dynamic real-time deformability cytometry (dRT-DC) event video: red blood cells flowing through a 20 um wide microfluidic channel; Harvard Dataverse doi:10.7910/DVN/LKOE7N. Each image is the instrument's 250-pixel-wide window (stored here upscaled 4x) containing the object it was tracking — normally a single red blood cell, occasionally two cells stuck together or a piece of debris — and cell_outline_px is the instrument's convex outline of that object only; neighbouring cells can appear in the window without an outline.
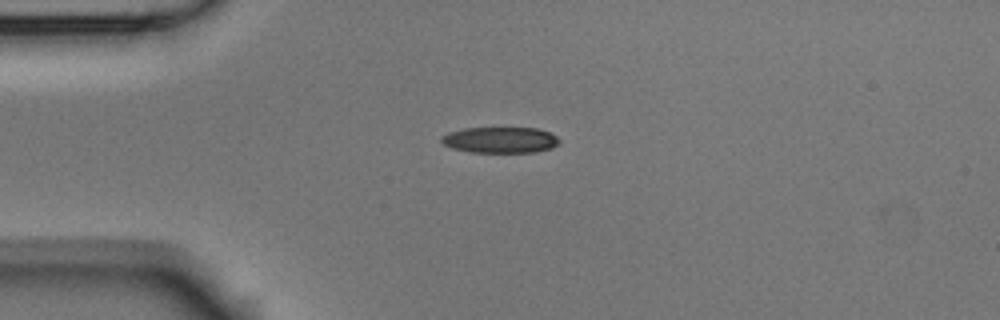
{"species": "Egyptian fruit bat (a non-hibernating species)", "species_latin": "Rousettus aegyptiacus", "temperature_condition": "room temperature", "stored_images_in_passage": 1, "camera_frame_rate_fps": 3000, "um_per_image_px": 0.085, "animal": {"sex": "male"}, "frame": {"image": 1, "passage_image": 1, "time_ms": 0.0, "image_size_px": [1000, 320], "cell_outline_px": [[560, 140], [552, 148], [536, 152], [468, 152], [452, 148], [444, 144], [440, 140], [440, 136], [448, 132], [464, 128], [536, 128], [548, 132], [556, 136]], "centroid_in_image_um": [42.48, 11.89], "position_along_channel_um": 42.5, "area_um2": 17.86}}